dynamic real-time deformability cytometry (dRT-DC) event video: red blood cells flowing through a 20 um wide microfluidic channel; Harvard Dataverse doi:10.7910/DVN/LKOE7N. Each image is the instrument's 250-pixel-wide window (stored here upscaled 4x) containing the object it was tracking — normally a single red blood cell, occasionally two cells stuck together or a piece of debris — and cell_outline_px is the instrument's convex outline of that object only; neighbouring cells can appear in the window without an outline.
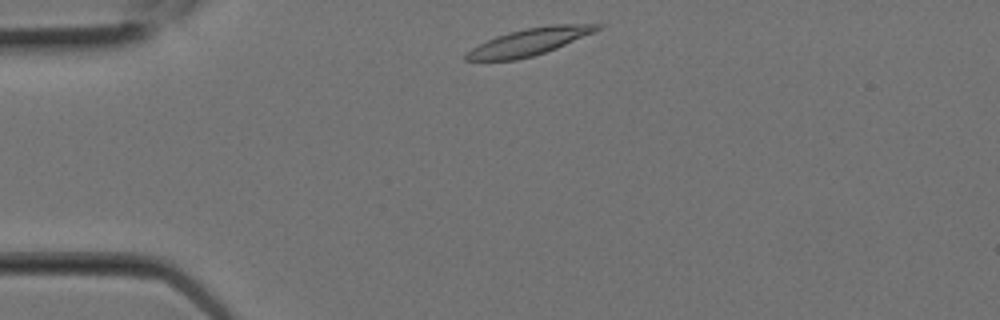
{"species": "Egyptian fruit bat (a non-hibernating species)", "species_latin": "Rousettus aegyptiacus", "temperature_condition": "room temperature", "stored_images_in_passage": 4, "camera_frame_rate_fps": 3000, "um_per_image_px": 0.085, "animal": {"sex": "female"}, "frame": {"image": 1, "passage_image": 1, "time_ms": 0.0, "image_size_px": [1000, 320], "cell_outline_px": [[604, 28], [556, 48], [532, 56], [516, 60], [464, 60], [464, 56], [472, 48], [496, 36], [524, 28], [552, 24], [604, 24]], "centroid_in_image_um": [45.04, 3.54], "position_along_channel_um": 40.0, "area_um2": 20.4}}
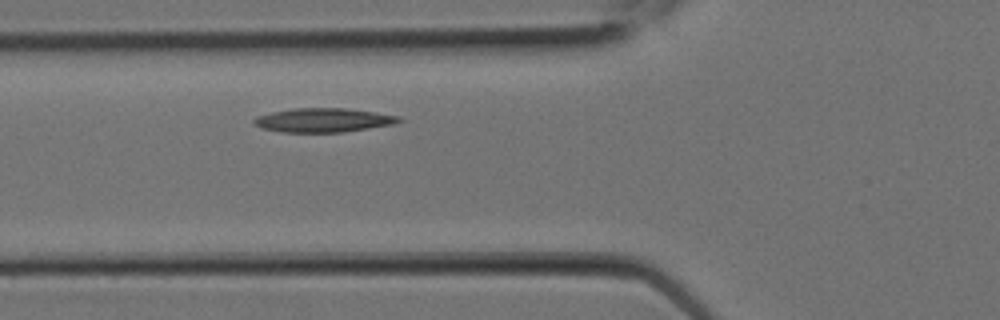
{"frame": {"image": 2, "passage_image": 4, "time_ms": 1.0, "image_size_px": [1000, 320], "cell_outline_px": [[404, 120], [396, 124], [344, 132], [280, 132], [260, 128], [252, 120], [256, 116], [272, 112], [292, 108], [348, 108], [376, 112], [400, 116]], "centroid_in_image_um": [27.52, 10.21], "position_along_channel_um": 98.3, "area_um2": 20.52}}